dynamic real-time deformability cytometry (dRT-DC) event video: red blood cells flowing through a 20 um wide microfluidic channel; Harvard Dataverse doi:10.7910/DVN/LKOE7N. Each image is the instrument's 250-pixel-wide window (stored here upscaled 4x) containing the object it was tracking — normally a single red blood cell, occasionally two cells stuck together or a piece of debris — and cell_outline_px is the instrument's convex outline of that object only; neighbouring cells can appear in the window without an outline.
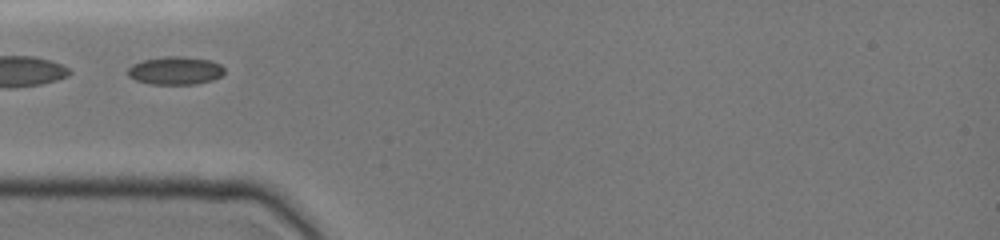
{"species": "common noctule bat (a hibernating species)", "species_latin": "Nyctalus noctula", "temperature_condition": "cold", "stored_images_in_passage": 3, "camera_frame_rate_fps": 3000, "um_per_image_px": 0.085, "animal": {"sex": "female", "body_mass_g": 19.0, "forearm_length_mm": 51.5}, "frame": {"image": 1, "passage_image": 2, "time_ms": 1.0, "image_size_px": [1000, 240], "cell_outline_px": [[224, 72], [220, 76], [212, 80], [192, 84], [148, 84], [136, 80], [128, 76], [128, 68], [132, 64], [144, 60], [164, 56], [184, 56], [208, 60], [220, 64], [224, 68]], "centroid_in_image_um": [14.88, 6.0], "position_along_channel_um": 70.1, "area_um2": 15.72}}